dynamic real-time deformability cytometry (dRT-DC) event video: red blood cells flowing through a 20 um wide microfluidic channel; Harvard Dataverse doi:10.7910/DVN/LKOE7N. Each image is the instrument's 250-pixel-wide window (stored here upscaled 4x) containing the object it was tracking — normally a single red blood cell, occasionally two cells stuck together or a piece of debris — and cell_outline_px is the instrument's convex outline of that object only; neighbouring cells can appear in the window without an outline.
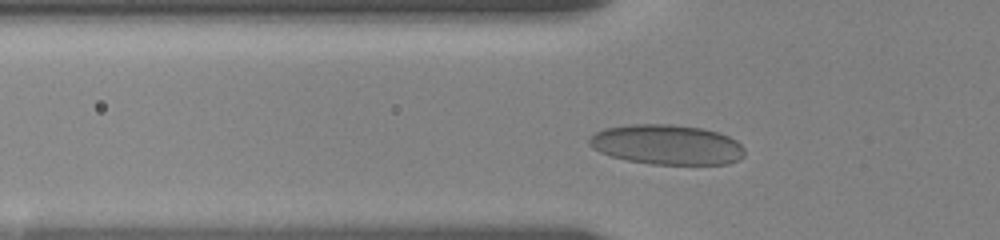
{"species": "human", "species_latin": "Homo sapiens", "temperature_condition": "room temperature", "stored_images_in_passage": 31, "camera_frame_rate_fps": 3000, "um_per_image_px": 0.085, "donor": {"sex": "female"}, "frame": {"image": 1, "passage_image": 5, "time_ms": 1.0, "image_size_px": [1000, 240], "cell_outline_px": [[744, 156], [728, 164], [652, 164], [628, 160], [612, 156], [600, 152], [592, 148], [588, 144], [588, 140], [596, 132], [604, 128], [632, 124], [672, 124], [700, 128], [716, 132], [728, 136], [736, 140], [744, 148]], "centroid_in_image_um": [56.67, 12.29], "position_along_channel_um": 69.1, "area_um2": 36.01}}
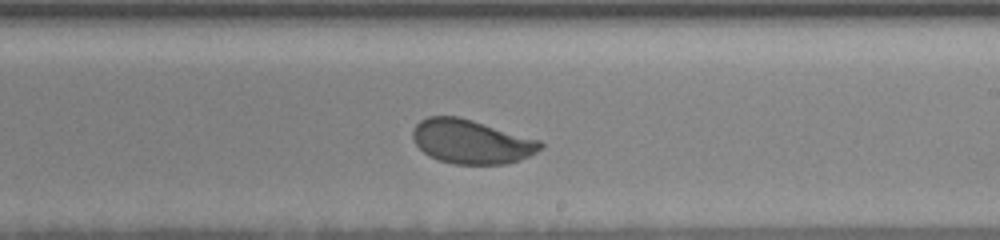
{"frame": {"image": 2, "passage_image": 18, "time_ms": 6.0, "image_size_px": [1000, 240], "cell_outline_px": [[544, 148], [520, 160], [504, 164], [456, 164], [436, 160], [428, 156], [416, 144], [412, 136], [412, 132], [416, 124], [420, 120], [428, 116], [456, 116], [472, 120], [540, 140], [544, 144]], "centroid_in_image_um": [40.06, 12.04], "position_along_channel_um": 248.9, "area_um2": 32.77}}
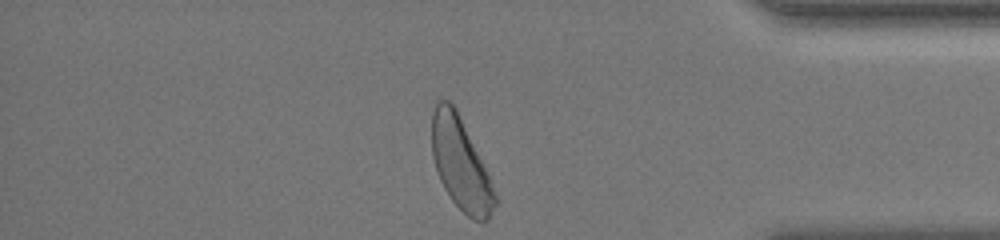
{"frame": {"image": 3, "passage_image": 31, "time_ms": 10.667, "image_size_px": [1000, 240], "cell_outline_px": [[496, 204], [488, 220], [472, 220], [452, 200], [444, 188], [440, 180], [432, 156], [432, 112], [436, 100], [448, 100], [456, 108], [488, 176], [496, 196]], "centroid_in_image_um": [39.12, 13.92], "position_along_channel_um": 396.1, "area_um2": 32.95}, "authors_computed_cell_mechanics": {"area_um2": 33.4662, "velocity_mm_per_s": 3.6037, "shape_relaxation_time_tau1_ms": 4.2201, "shape_relaxation_time_tau2_ms": null, "deformation_change_tau1": 0.1075, "deformation_change_tau2": null}}